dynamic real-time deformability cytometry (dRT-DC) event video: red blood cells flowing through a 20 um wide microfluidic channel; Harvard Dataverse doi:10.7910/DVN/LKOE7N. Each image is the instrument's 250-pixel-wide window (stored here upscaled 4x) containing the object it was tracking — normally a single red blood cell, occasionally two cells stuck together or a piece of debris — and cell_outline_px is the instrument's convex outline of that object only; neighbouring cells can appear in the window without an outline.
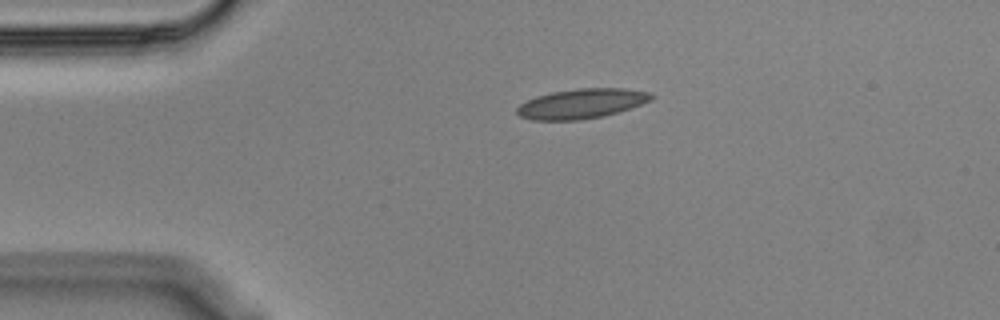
{"species": "Egyptian fruit bat (a non-hibernating species)", "species_latin": "Rousettus aegyptiacus", "temperature_condition": "cold", "stored_images_in_passage": 37, "camera_frame_rate_fps": 3000, "um_per_image_px": 0.085, "animal": {"sex": "male"}, "frame": {"image": 1, "passage_image": 1, "time_ms": 0.0, "image_size_px": [1000, 320], "cell_outline_px": [[656, 96], [652, 100], [604, 116], [580, 120], [532, 120], [520, 116], [516, 112], [516, 108], [520, 104], [536, 96], [552, 92], [580, 88], [624, 88], [648, 92]], "centroid_in_image_um": [49.42, 8.81], "position_along_channel_um": 35.6, "area_um2": 23.18}}
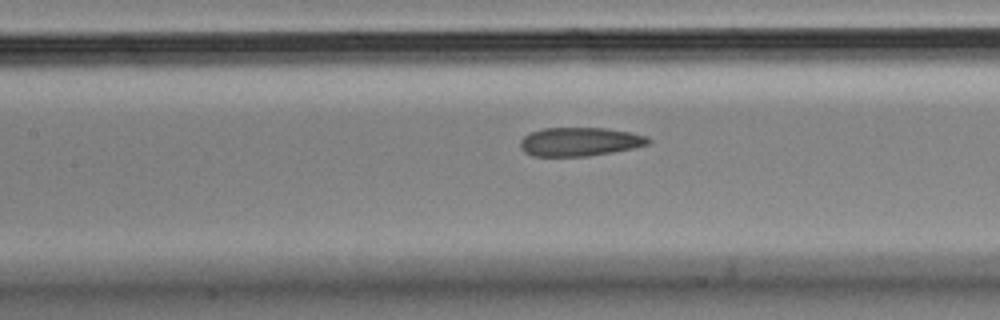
{"frame": {"image": 2, "passage_image": 14, "time_ms": 4.333, "image_size_px": [1000, 320], "cell_outline_px": [[652, 140], [648, 144], [632, 148], [612, 152], [588, 156], [532, 156], [524, 152], [520, 148], [520, 140], [524, 136], [532, 132], [544, 128], [604, 128], [628, 132], [648, 136]], "centroid_in_image_um": [49.26, 12.05], "position_along_channel_um": 158.1, "area_um2": 21.33}}
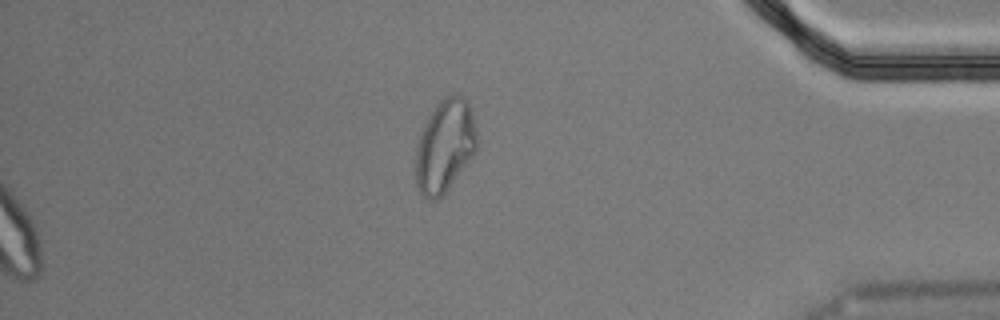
{"frame": {"image": 3, "passage_image": 37, "time_ms": 12.0, "image_size_px": [1000, 320], "cell_outline_px": [[476, 152], [448, 188], [436, 200], [428, 200], [420, 192], [416, 184], [416, 144], [436, 104], [444, 96], [460, 96], [468, 100], [476, 128]], "centroid_in_image_um": [37.82, 12.42], "position_along_channel_um": 397.4, "area_um2": 32.48}, "authors_computed_cell_mechanics": {"area_um2": 22.5998, "velocity_mm_per_s": 3.5732, "shape_relaxation_time_tau1_ms": null, "shape_relaxation_time_tau2_ms": 1.9939, "deformation_change_tau1": null, "deformation_change_tau2": 0.0792}}